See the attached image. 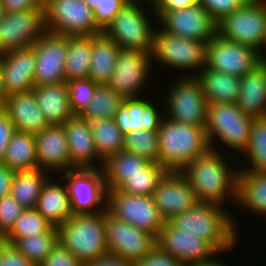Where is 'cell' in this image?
Returning <instances> with one entry per match:
<instances>
[{"label":"cell","instance_id":"6da1fadb","mask_svg":"<svg viewBox=\"0 0 266 266\" xmlns=\"http://www.w3.org/2000/svg\"><path fill=\"white\" fill-rule=\"evenodd\" d=\"M210 149L188 163L180 172L196 193L197 200L225 207L227 200L237 202L238 170L230 167L223 154ZM229 163V164H228Z\"/></svg>","mask_w":266,"mask_h":266},{"label":"cell","instance_id":"7a4b0ae2","mask_svg":"<svg viewBox=\"0 0 266 266\" xmlns=\"http://www.w3.org/2000/svg\"><path fill=\"white\" fill-rule=\"evenodd\" d=\"M235 213L215 203L198 202L186 212L170 221L172 226L183 233L196 234L207 241L219 254L231 251L237 244L238 232Z\"/></svg>","mask_w":266,"mask_h":266},{"label":"cell","instance_id":"3957f363","mask_svg":"<svg viewBox=\"0 0 266 266\" xmlns=\"http://www.w3.org/2000/svg\"><path fill=\"white\" fill-rule=\"evenodd\" d=\"M158 141L159 163L174 172H180L211 149L205 128L179 123L165 116L158 129Z\"/></svg>","mask_w":266,"mask_h":266},{"label":"cell","instance_id":"277c9868","mask_svg":"<svg viewBox=\"0 0 266 266\" xmlns=\"http://www.w3.org/2000/svg\"><path fill=\"white\" fill-rule=\"evenodd\" d=\"M73 214L58 227V243L83 264L109 255L105 213Z\"/></svg>","mask_w":266,"mask_h":266},{"label":"cell","instance_id":"5b68a950","mask_svg":"<svg viewBox=\"0 0 266 266\" xmlns=\"http://www.w3.org/2000/svg\"><path fill=\"white\" fill-rule=\"evenodd\" d=\"M254 119L244 114L236 103L208 104L205 129L210 148L218 151L216 146L220 143L241 155L248 146Z\"/></svg>","mask_w":266,"mask_h":266},{"label":"cell","instance_id":"8992f818","mask_svg":"<svg viewBox=\"0 0 266 266\" xmlns=\"http://www.w3.org/2000/svg\"><path fill=\"white\" fill-rule=\"evenodd\" d=\"M140 2H126L102 33L122 50L152 52L157 29Z\"/></svg>","mask_w":266,"mask_h":266},{"label":"cell","instance_id":"52a82bcc","mask_svg":"<svg viewBox=\"0 0 266 266\" xmlns=\"http://www.w3.org/2000/svg\"><path fill=\"white\" fill-rule=\"evenodd\" d=\"M206 46L205 41L168 34L157 27L151 57L153 61L156 60L171 69L187 72L192 70V74L186 72V75H180L182 77H196L206 66Z\"/></svg>","mask_w":266,"mask_h":266},{"label":"cell","instance_id":"ba28073f","mask_svg":"<svg viewBox=\"0 0 266 266\" xmlns=\"http://www.w3.org/2000/svg\"><path fill=\"white\" fill-rule=\"evenodd\" d=\"M217 35L262 52L266 49V6L250 0L217 22Z\"/></svg>","mask_w":266,"mask_h":266},{"label":"cell","instance_id":"9c48e42d","mask_svg":"<svg viewBox=\"0 0 266 266\" xmlns=\"http://www.w3.org/2000/svg\"><path fill=\"white\" fill-rule=\"evenodd\" d=\"M173 80L166 92L167 98H164V111L167 112L164 116L179 123L206 128L208 102L199 80L180 76Z\"/></svg>","mask_w":266,"mask_h":266},{"label":"cell","instance_id":"30bf717a","mask_svg":"<svg viewBox=\"0 0 266 266\" xmlns=\"http://www.w3.org/2000/svg\"><path fill=\"white\" fill-rule=\"evenodd\" d=\"M60 176L67 186L73 214L106 210L107 189L102 168H75Z\"/></svg>","mask_w":266,"mask_h":266},{"label":"cell","instance_id":"8fae6325","mask_svg":"<svg viewBox=\"0 0 266 266\" xmlns=\"http://www.w3.org/2000/svg\"><path fill=\"white\" fill-rule=\"evenodd\" d=\"M107 212L137 229L159 236L165 224L153 196L134 195L118 190L107 191Z\"/></svg>","mask_w":266,"mask_h":266},{"label":"cell","instance_id":"7c38bea8","mask_svg":"<svg viewBox=\"0 0 266 266\" xmlns=\"http://www.w3.org/2000/svg\"><path fill=\"white\" fill-rule=\"evenodd\" d=\"M146 6L168 34L205 42L217 35V22L199 3L170 12H155L152 3Z\"/></svg>","mask_w":266,"mask_h":266},{"label":"cell","instance_id":"4fadbf2b","mask_svg":"<svg viewBox=\"0 0 266 266\" xmlns=\"http://www.w3.org/2000/svg\"><path fill=\"white\" fill-rule=\"evenodd\" d=\"M47 31L68 36H95L102 33L93 10L85 0H51L45 5Z\"/></svg>","mask_w":266,"mask_h":266},{"label":"cell","instance_id":"5bb4252c","mask_svg":"<svg viewBox=\"0 0 266 266\" xmlns=\"http://www.w3.org/2000/svg\"><path fill=\"white\" fill-rule=\"evenodd\" d=\"M262 63L254 48L224 40L218 35L207 42L206 68L241 78Z\"/></svg>","mask_w":266,"mask_h":266},{"label":"cell","instance_id":"9a60e30c","mask_svg":"<svg viewBox=\"0 0 266 266\" xmlns=\"http://www.w3.org/2000/svg\"><path fill=\"white\" fill-rule=\"evenodd\" d=\"M108 253L138 262L157 247V237L105 213Z\"/></svg>","mask_w":266,"mask_h":266},{"label":"cell","instance_id":"2e32d148","mask_svg":"<svg viewBox=\"0 0 266 266\" xmlns=\"http://www.w3.org/2000/svg\"><path fill=\"white\" fill-rule=\"evenodd\" d=\"M47 32L45 6L6 13L0 23V54L33 46Z\"/></svg>","mask_w":266,"mask_h":266},{"label":"cell","instance_id":"e0dca14e","mask_svg":"<svg viewBox=\"0 0 266 266\" xmlns=\"http://www.w3.org/2000/svg\"><path fill=\"white\" fill-rule=\"evenodd\" d=\"M151 53L122 49L119 51L108 85L124 100L143 97L141 91L146 88V82L152 72Z\"/></svg>","mask_w":266,"mask_h":266},{"label":"cell","instance_id":"ac0fdd59","mask_svg":"<svg viewBox=\"0 0 266 266\" xmlns=\"http://www.w3.org/2000/svg\"><path fill=\"white\" fill-rule=\"evenodd\" d=\"M68 35L47 31L34 44L36 57L34 85H49L66 82L65 60Z\"/></svg>","mask_w":266,"mask_h":266},{"label":"cell","instance_id":"d6986e66","mask_svg":"<svg viewBox=\"0 0 266 266\" xmlns=\"http://www.w3.org/2000/svg\"><path fill=\"white\" fill-rule=\"evenodd\" d=\"M157 246L185 266H198L219 254L207 241L196 234L183 233L169 222H165L157 237Z\"/></svg>","mask_w":266,"mask_h":266},{"label":"cell","instance_id":"ffe728a7","mask_svg":"<svg viewBox=\"0 0 266 266\" xmlns=\"http://www.w3.org/2000/svg\"><path fill=\"white\" fill-rule=\"evenodd\" d=\"M35 63L34 45L0 54L4 99L33 90Z\"/></svg>","mask_w":266,"mask_h":266},{"label":"cell","instance_id":"44dd1931","mask_svg":"<svg viewBox=\"0 0 266 266\" xmlns=\"http://www.w3.org/2000/svg\"><path fill=\"white\" fill-rule=\"evenodd\" d=\"M153 198L165 222L188 211L199 202L195 191L184 175L174 171H168L161 179Z\"/></svg>","mask_w":266,"mask_h":266},{"label":"cell","instance_id":"7402d4cb","mask_svg":"<svg viewBox=\"0 0 266 266\" xmlns=\"http://www.w3.org/2000/svg\"><path fill=\"white\" fill-rule=\"evenodd\" d=\"M38 168L60 175L72 170L67 135L63 125H48L35 135Z\"/></svg>","mask_w":266,"mask_h":266},{"label":"cell","instance_id":"603a6c76","mask_svg":"<svg viewBox=\"0 0 266 266\" xmlns=\"http://www.w3.org/2000/svg\"><path fill=\"white\" fill-rule=\"evenodd\" d=\"M63 127L67 135L72 169L102 168L104 161L98 156L91 129L84 117L74 115L63 124Z\"/></svg>","mask_w":266,"mask_h":266},{"label":"cell","instance_id":"cb8c5ba5","mask_svg":"<svg viewBox=\"0 0 266 266\" xmlns=\"http://www.w3.org/2000/svg\"><path fill=\"white\" fill-rule=\"evenodd\" d=\"M143 97L126 99L113 118L125 136L135 130H158L164 117L160 107ZM158 108V109H157Z\"/></svg>","mask_w":266,"mask_h":266},{"label":"cell","instance_id":"d4e9b609","mask_svg":"<svg viewBox=\"0 0 266 266\" xmlns=\"http://www.w3.org/2000/svg\"><path fill=\"white\" fill-rule=\"evenodd\" d=\"M4 112L19 132L36 135L49 125L38 106L33 90L6 97Z\"/></svg>","mask_w":266,"mask_h":266},{"label":"cell","instance_id":"484cf974","mask_svg":"<svg viewBox=\"0 0 266 266\" xmlns=\"http://www.w3.org/2000/svg\"><path fill=\"white\" fill-rule=\"evenodd\" d=\"M237 106L254 118L265 117L266 112V64H259L254 70L240 78V92Z\"/></svg>","mask_w":266,"mask_h":266},{"label":"cell","instance_id":"4316f807","mask_svg":"<svg viewBox=\"0 0 266 266\" xmlns=\"http://www.w3.org/2000/svg\"><path fill=\"white\" fill-rule=\"evenodd\" d=\"M33 91L49 125H63L74 116L66 82L35 86Z\"/></svg>","mask_w":266,"mask_h":266},{"label":"cell","instance_id":"83f0119b","mask_svg":"<svg viewBox=\"0 0 266 266\" xmlns=\"http://www.w3.org/2000/svg\"><path fill=\"white\" fill-rule=\"evenodd\" d=\"M60 182L64 185L49 178L43 185L35 207L57 228L73 215L67 186L63 180Z\"/></svg>","mask_w":266,"mask_h":266},{"label":"cell","instance_id":"f1b7e54d","mask_svg":"<svg viewBox=\"0 0 266 266\" xmlns=\"http://www.w3.org/2000/svg\"><path fill=\"white\" fill-rule=\"evenodd\" d=\"M251 213L266 216V172L238 170L237 202Z\"/></svg>","mask_w":266,"mask_h":266},{"label":"cell","instance_id":"f546056e","mask_svg":"<svg viewBox=\"0 0 266 266\" xmlns=\"http://www.w3.org/2000/svg\"><path fill=\"white\" fill-rule=\"evenodd\" d=\"M152 163L124 150L111 155L102 166L107 191L118 190L128 178L144 172Z\"/></svg>","mask_w":266,"mask_h":266},{"label":"cell","instance_id":"4dcf8cb0","mask_svg":"<svg viewBox=\"0 0 266 266\" xmlns=\"http://www.w3.org/2000/svg\"><path fill=\"white\" fill-rule=\"evenodd\" d=\"M121 49L103 33L91 36L89 78L98 85H108Z\"/></svg>","mask_w":266,"mask_h":266},{"label":"cell","instance_id":"1f68e13d","mask_svg":"<svg viewBox=\"0 0 266 266\" xmlns=\"http://www.w3.org/2000/svg\"><path fill=\"white\" fill-rule=\"evenodd\" d=\"M196 78L202 85L208 104L237 103L240 92L239 77L205 67Z\"/></svg>","mask_w":266,"mask_h":266},{"label":"cell","instance_id":"d6a6232c","mask_svg":"<svg viewBox=\"0 0 266 266\" xmlns=\"http://www.w3.org/2000/svg\"><path fill=\"white\" fill-rule=\"evenodd\" d=\"M38 167L14 173L10 195L25 209L35 208L43 185L51 174Z\"/></svg>","mask_w":266,"mask_h":266},{"label":"cell","instance_id":"836d02e7","mask_svg":"<svg viewBox=\"0 0 266 266\" xmlns=\"http://www.w3.org/2000/svg\"><path fill=\"white\" fill-rule=\"evenodd\" d=\"M91 129L94 145L98 156L105 161L111 155L123 151L124 135L114 119L84 117Z\"/></svg>","mask_w":266,"mask_h":266},{"label":"cell","instance_id":"e575fe53","mask_svg":"<svg viewBox=\"0 0 266 266\" xmlns=\"http://www.w3.org/2000/svg\"><path fill=\"white\" fill-rule=\"evenodd\" d=\"M2 163L14 172L38 167L35 135L16 131L8 143Z\"/></svg>","mask_w":266,"mask_h":266},{"label":"cell","instance_id":"d590c367","mask_svg":"<svg viewBox=\"0 0 266 266\" xmlns=\"http://www.w3.org/2000/svg\"><path fill=\"white\" fill-rule=\"evenodd\" d=\"M91 59V36H68L65 60L66 81L88 78Z\"/></svg>","mask_w":266,"mask_h":266},{"label":"cell","instance_id":"8d00e7d4","mask_svg":"<svg viewBox=\"0 0 266 266\" xmlns=\"http://www.w3.org/2000/svg\"><path fill=\"white\" fill-rule=\"evenodd\" d=\"M241 155L248 158L249 168L243 165L240 170L266 172V117L254 119L248 146Z\"/></svg>","mask_w":266,"mask_h":266},{"label":"cell","instance_id":"74e56055","mask_svg":"<svg viewBox=\"0 0 266 266\" xmlns=\"http://www.w3.org/2000/svg\"><path fill=\"white\" fill-rule=\"evenodd\" d=\"M53 225L35 208L24 209L10 231L1 239L13 245L18 239L47 233Z\"/></svg>","mask_w":266,"mask_h":266},{"label":"cell","instance_id":"f35d334b","mask_svg":"<svg viewBox=\"0 0 266 266\" xmlns=\"http://www.w3.org/2000/svg\"><path fill=\"white\" fill-rule=\"evenodd\" d=\"M58 243V228L53 226L47 233L18 239L13 246L31 263L39 266Z\"/></svg>","mask_w":266,"mask_h":266},{"label":"cell","instance_id":"ab89813d","mask_svg":"<svg viewBox=\"0 0 266 266\" xmlns=\"http://www.w3.org/2000/svg\"><path fill=\"white\" fill-rule=\"evenodd\" d=\"M123 150L148 160L159 163L158 130H135L124 136Z\"/></svg>","mask_w":266,"mask_h":266},{"label":"cell","instance_id":"60d3db41","mask_svg":"<svg viewBox=\"0 0 266 266\" xmlns=\"http://www.w3.org/2000/svg\"><path fill=\"white\" fill-rule=\"evenodd\" d=\"M123 102L124 99L109 85H98L89 106L81 116L112 119Z\"/></svg>","mask_w":266,"mask_h":266},{"label":"cell","instance_id":"b9f144b4","mask_svg":"<svg viewBox=\"0 0 266 266\" xmlns=\"http://www.w3.org/2000/svg\"><path fill=\"white\" fill-rule=\"evenodd\" d=\"M168 170L160 163H152L144 172L128 178L118 191L134 194L153 196L161 179Z\"/></svg>","mask_w":266,"mask_h":266},{"label":"cell","instance_id":"7bdbcfd3","mask_svg":"<svg viewBox=\"0 0 266 266\" xmlns=\"http://www.w3.org/2000/svg\"><path fill=\"white\" fill-rule=\"evenodd\" d=\"M66 83L72 112L81 115L89 106L98 84L89 77L72 79Z\"/></svg>","mask_w":266,"mask_h":266},{"label":"cell","instance_id":"ee69618b","mask_svg":"<svg viewBox=\"0 0 266 266\" xmlns=\"http://www.w3.org/2000/svg\"><path fill=\"white\" fill-rule=\"evenodd\" d=\"M86 4L93 10L94 20L103 31L115 18L127 0H85Z\"/></svg>","mask_w":266,"mask_h":266},{"label":"cell","instance_id":"f6af8a7d","mask_svg":"<svg viewBox=\"0 0 266 266\" xmlns=\"http://www.w3.org/2000/svg\"><path fill=\"white\" fill-rule=\"evenodd\" d=\"M24 209L11 195L0 199V239L10 231Z\"/></svg>","mask_w":266,"mask_h":266},{"label":"cell","instance_id":"bcb514c9","mask_svg":"<svg viewBox=\"0 0 266 266\" xmlns=\"http://www.w3.org/2000/svg\"><path fill=\"white\" fill-rule=\"evenodd\" d=\"M250 0H200L198 3L219 22L224 16L244 7Z\"/></svg>","mask_w":266,"mask_h":266},{"label":"cell","instance_id":"7dc6e473","mask_svg":"<svg viewBox=\"0 0 266 266\" xmlns=\"http://www.w3.org/2000/svg\"><path fill=\"white\" fill-rule=\"evenodd\" d=\"M39 266H82V263L73 253L57 243Z\"/></svg>","mask_w":266,"mask_h":266},{"label":"cell","instance_id":"c3c4849f","mask_svg":"<svg viewBox=\"0 0 266 266\" xmlns=\"http://www.w3.org/2000/svg\"><path fill=\"white\" fill-rule=\"evenodd\" d=\"M0 266H35L13 245L0 239Z\"/></svg>","mask_w":266,"mask_h":266},{"label":"cell","instance_id":"681fc988","mask_svg":"<svg viewBox=\"0 0 266 266\" xmlns=\"http://www.w3.org/2000/svg\"><path fill=\"white\" fill-rule=\"evenodd\" d=\"M136 266H185L169 253L162 251L158 246L143 259L136 262Z\"/></svg>","mask_w":266,"mask_h":266},{"label":"cell","instance_id":"f907efd6","mask_svg":"<svg viewBox=\"0 0 266 266\" xmlns=\"http://www.w3.org/2000/svg\"><path fill=\"white\" fill-rule=\"evenodd\" d=\"M15 132L16 128L14 127L8 115L5 112L1 113L0 114V162L3 161L8 143Z\"/></svg>","mask_w":266,"mask_h":266},{"label":"cell","instance_id":"816d5d0a","mask_svg":"<svg viewBox=\"0 0 266 266\" xmlns=\"http://www.w3.org/2000/svg\"><path fill=\"white\" fill-rule=\"evenodd\" d=\"M6 13L33 10L42 5L38 0H1Z\"/></svg>","mask_w":266,"mask_h":266},{"label":"cell","instance_id":"f5cc1de1","mask_svg":"<svg viewBox=\"0 0 266 266\" xmlns=\"http://www.w3.org/2000/svg\"><path fill=\"white\" fill-rule=\"evenodd\" d=\"M200 0H153L155 12H170L172 10L185 8Z\"/></svg>","mask_w":266,"mask_h":266},{"label":"cell","instance_id":"db71d44e","mask_svg":"<svg viewBox=\"0 0 266 266\" xmlns=\"http://www.w3.org/2000/svg\"><path fill=\"white\" fill-rule=\"evenodd\" d=\"M82 266H136L135 262L114 255H107L96 260L85 262Z\"/></svg>","mask_w":266,"mask_h":266},{"label":"cell","instance_id":"11a10c76","mask_svg":"<svg viewBox=\"0 0 266 266\" xmlns=\"http://www.w3.org/2000/svg\"><path fill=\"white\" fill-rule=\"evenodd\" d=\"M14 173L15 172L9 167L0 162V199L4 196L10 195L11 182Z\"/></svg>","mask_w":266,"mask_h":266},{"label":"cell","instance_id":"9f6ffc18","mask_svg":"<svg viewBox=\"0 0 266 266\" xmlns=\"http://www.w3.org/2000/svg\"><path fill=\"white\" fill-rule=\"evenodd\" d=\"M217 256L218 255L215 256V259L213 258L212 260L207 261L206 263H204L202 265H198V266H228V263H227V265H226V263L224 264V261L222 262V260H219L216 258Z\"/></svg>","mask_w":266,"mask_h":266},{"label":"cell","instance_id":"6f0895ef","mask_svg":"<svg viewBox=\"0 0 266 266\" xmlns=\"http://www.w3.org/2000/svg\"><path fill=\"white\" fill-rule=\"evenodd\" d=\"M0 97L4 99V91H3V84H2L1 65H0Z\"/></svg>","mask_w":266,"mask_h":266},{"label":"cell","instance_id":"680465c9","mask_svg":"<svg viewBox=\"0 0 266 266\" xmlns=\"http://www.w3.org/2000/svg\"><path fill=\"white\" fill-rule=\"evenodd\" d=\"M5 15H6L5 9L3 8L0 0V23L2 22V19L5 17Z\"/></svg>","mask_w":266,"mask_h":266},{"label":"cell","instance_id":"91938a15","mask_svg":"<svg viewBox=\"0 0 266 266\" xmlns=\"http://www.w3.org/2000/svg\"><path fill=\"white\" fill-rule=\"evenodd\" d=\"M4 112V99L0 97V114Z\"/></svg>","mask_w":266,"mask_h":266},{"label":"cell","instance_id":"94428289","mask_svg":"<svg viewBox=\"0 0 266 266\" xmlns=\"http://www.w3.org/2000/svg\"><path fill=\"white\" fill-rule=\"evenodd\" d=\"M128 2H141L140 0H127ZM145 1H147L146 3H145ZM153 2V0H144V2L143 3H145V4H149V3H152Z\"/></svg>","mask_w":266,"mask_h":266},{"label":"cell","instance_id":"6125c7cd","mask_svg":"<svg viewBox=\"0 0 266 266\" xmlns=\"http://www.w3.org/2000/svg\"><path fill=\"white\" fill-rule=\"evenodd\" d=\"M39 3L43 6H45L46 4H48L51 0H38Z\"/></svg>","mask_w":266,"mask_h":266},{"label":"cell","instance_id":"be15d7a7","mask_svg":"<svg viewBox=\"0 0 266 266\" xmlns=\"http://www.w3.org/2000/svg\"><path fill=\"white\" fill-rule=\"evenodd\" d=\"M254 1H257L259 3H262V4H264L266 6V0H254Z\"/></svg>","mask_w":266,"mask_h":266},{"label":"cell","instance_id":"e7e4bbea","mask_svg":"<svg viewBox=\"0 0 266 266\" xmlns=\"http://www.w3.org/2000/svg\"><path fill=\"white\" fill-rule=\"evenodd\" d=\"M262 62L266 64V55L262 54Z\"/></svg>","mask_w":266,"mask_h":266}]
</instances>
